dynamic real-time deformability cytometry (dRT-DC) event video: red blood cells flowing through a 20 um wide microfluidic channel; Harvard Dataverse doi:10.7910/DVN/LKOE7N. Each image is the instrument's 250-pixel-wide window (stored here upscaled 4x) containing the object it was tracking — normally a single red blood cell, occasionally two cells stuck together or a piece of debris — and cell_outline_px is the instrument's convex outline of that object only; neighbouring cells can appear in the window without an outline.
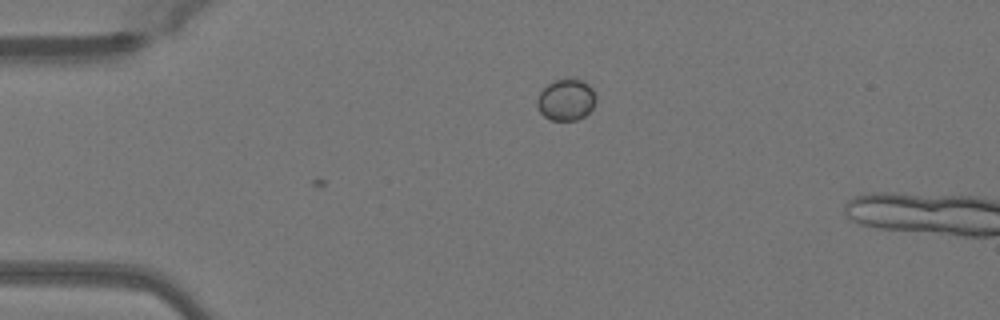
{"species": "Egyptian fruit bat (a non-hibernating species)", "species_latin": "Rousettus aegyptiacus", "temperature_condition": "warm", "stored_images_in_passage": 2, "camera_frame_rate_fps": 3000, "um_per_image_px": 0.085, "animal": {"sex": "female"}, "frame": {"image": 1, "passage_image": 2, "time_ms": 0.333, "image_size_px": [1000, 320], "cell_outline_px": [[596, 100], [592, 108], [584, 116], [576, 120], [552, 120], [544, 116], [540, 112], [536, 104], [536, 100], [540, 92], [548, 84], [556, 80], [584, 80], [592, 88], [596, 96]], "centroid_in_image_um": [48.12, 8.49], "position_along_channel_um": 36.9, "area_um2": 14.05}}